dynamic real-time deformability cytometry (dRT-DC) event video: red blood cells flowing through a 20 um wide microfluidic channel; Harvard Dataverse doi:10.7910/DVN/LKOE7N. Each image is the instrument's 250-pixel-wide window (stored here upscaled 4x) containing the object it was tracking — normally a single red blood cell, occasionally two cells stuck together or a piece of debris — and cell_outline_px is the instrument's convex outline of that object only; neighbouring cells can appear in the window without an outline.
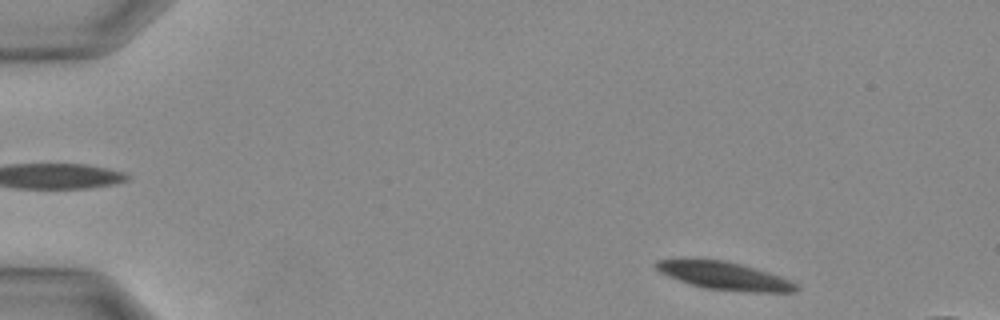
{"species": "Egyptian fruit bat (a non-hibernating species)", "species_latin": "Rousettus aegyptiacus", "temperature_condition": "warm", "stored_images_in_passage": 32, "segment_of_instrument_passage": [1, 2], "camera_frame_rate_fps": 3000, "um_per_image_px": 0.085, "animal": {"sex": "female"}, "frame": {"image": 1, "passage_image": 1, "time_ms": 0.0, "image_size_px": [1000, 320], "cell_outline_px": [[800, 288], [796, 292], [756, 292], [704, 288], [668, 276], [660, 272], [656, 268], [656, 260], [684, 256], [724, 260], [740, 264], [780, 276], [792, 280]], "centroid_in_image_um": [61.51, 23.4], "position_along_channel_um": 23.5, "area_um2": 23.12}}
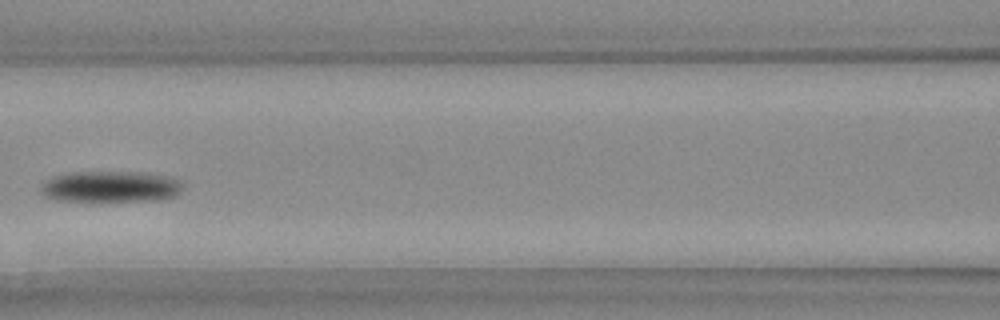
{"frame": {"image": 2, "passage_image": 13, "time_ms": 4.0, "image_size_px": [1000, 320], "cell_outline_px": [[180, 192], [172, 196], [156, 200], [96, 204], [52, 200], [44, 196], [40, 192], [40, 184], [44, 180], [52, 176], [68, 172], [140, 172], [168, 176], [180, 180]], "centroid_in_image_um": [9.26, 15.91], "position_along_channel_um": 157.3, "area_um2": 27.17}}
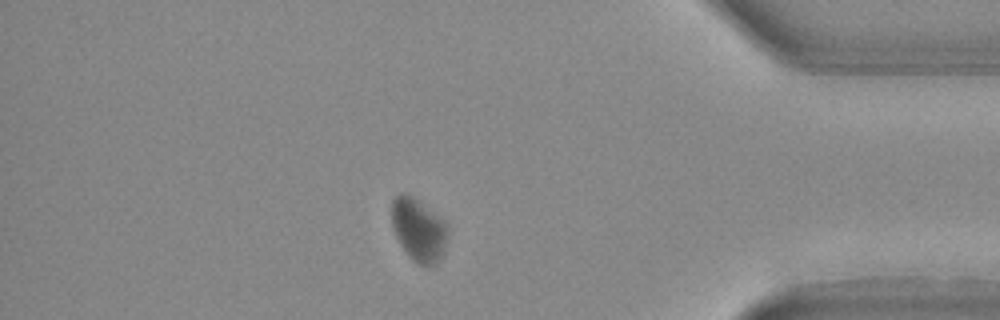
{"frame": {"image": 3, "passage_image": 27, "time_ms": 8.667, "image_size_px": [1000, 320], "cell_outline_px": [[448, 228], [444, 244], [440, 256], [436, 264], [416, 264], [408, 256], [400, 244], [392, 228], [392, 200], [400, 192], [412, 196], [440, 220]], "centroid_in_image_um": [35.51, 19.54], "position_along_channel_um": 399.7, "area_um2": 19.65}}